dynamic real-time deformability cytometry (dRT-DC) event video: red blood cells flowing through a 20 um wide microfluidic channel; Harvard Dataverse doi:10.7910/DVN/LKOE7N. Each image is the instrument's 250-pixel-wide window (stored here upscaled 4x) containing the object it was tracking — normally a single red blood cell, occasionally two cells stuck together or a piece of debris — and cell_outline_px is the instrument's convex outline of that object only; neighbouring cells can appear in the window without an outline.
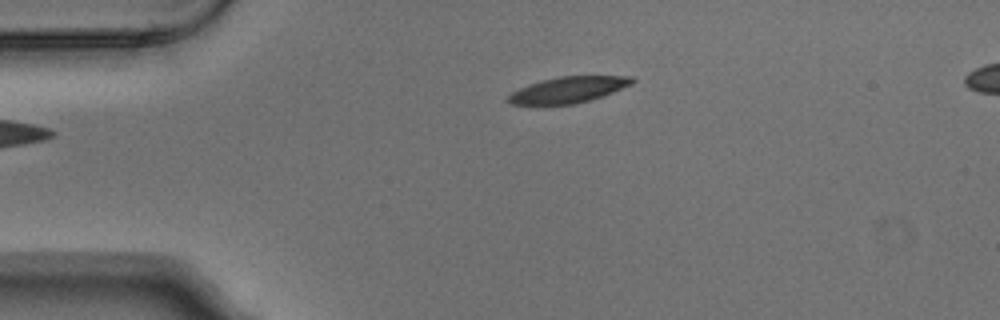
{"species": "Egyptian fruit bat (a non-hibernating species)", "species_latin": "Rousettus aegyptiacus", "temperature_condition": "warm", "stored_images_in_passage": 5, "camera_frame_rate_fps": 3000, "um_per_image_px": 0.085, "animal": {"sex": "male"}, "frame": {"image": 1, "passage_image": 5, "time_ms": 1.333, "image_size_px": [1000, 320], "cell_outline_px": [[636, 80], [632, 84], [604, 96], [576, 104], [512, 104], [508, 100], [508, 96], [512, 92], [528, 84], [560, 76], [632, 76]], "centroid_in_image_um": [48.36, 7.62], "position_along_channel_um": 36.6, "area_um2": 18.67}}